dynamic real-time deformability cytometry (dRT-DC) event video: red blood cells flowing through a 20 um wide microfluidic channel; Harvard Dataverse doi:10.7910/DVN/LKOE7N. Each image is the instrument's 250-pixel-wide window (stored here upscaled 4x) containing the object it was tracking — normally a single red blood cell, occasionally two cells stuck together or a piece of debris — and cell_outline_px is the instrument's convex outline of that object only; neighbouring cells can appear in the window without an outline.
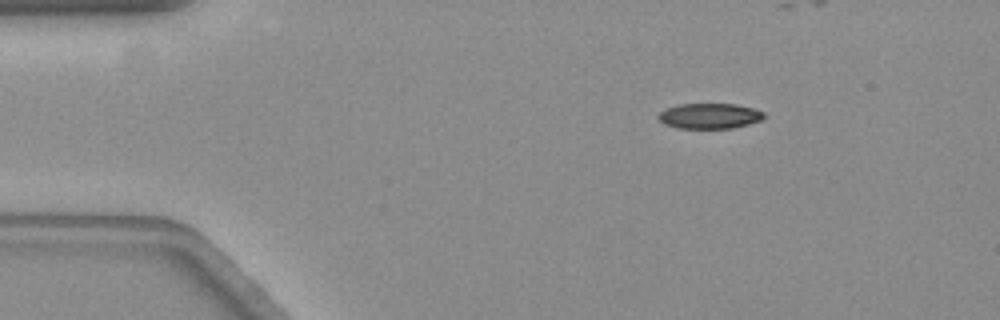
{"species": "common noctule bat (a hibernating species)", "species_latin": "Nyctalus noctula", "temperature_condition": "warm", "stored_images_in_passage": 38, "camera_frame_rate_fps": 3000, "um_per_image_px": 0.085, "animal": {"sex": "female", "body_mass_g": 19.3, "forearm_length_mm": 54.1}, "frame": {"image": 1, "passage_image": 1, "time_ms": 0.0, "image_size_px": [1000, 320], "cell_outline_px": [[764, 116], [760, 120], [748, 124], [732, 128], [680, 128], [664, 124], [656, 116], [660, 112], [676, 104], [736, 104], [752, 108], [764, 112]], "centroid_in_image_um": [60.29, 9.85], "position_along_channel_um": 24.7, "area_um2": 15.49}}
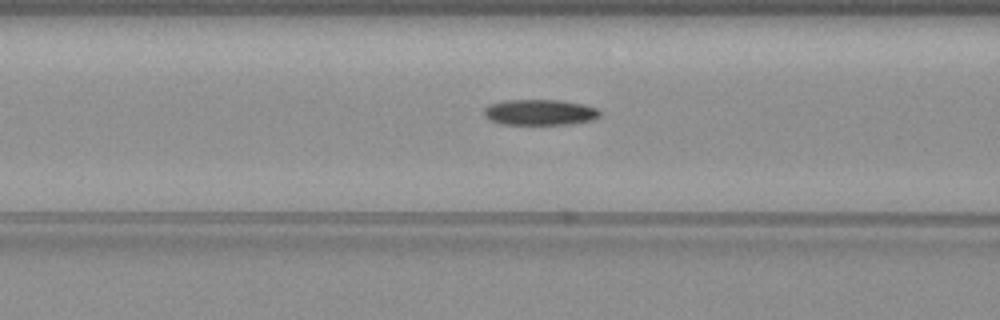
{"frame": {"image": 2, "passage_image": 15, "time_ms": 4.667, "image_size_px": [1000, 320], "cell_outline_px": [[600, 116], [592, 120], [572, 124], [500, 124], [488, 120], [484, 116], [484, 108], [488, 104], [500, 100], [560, 100], [584, 104], [600, 108]], "centroid_in_image_um": [45.87, 9.54], "position_along_channel_um": 120.7, "area_um2": 17.74}}
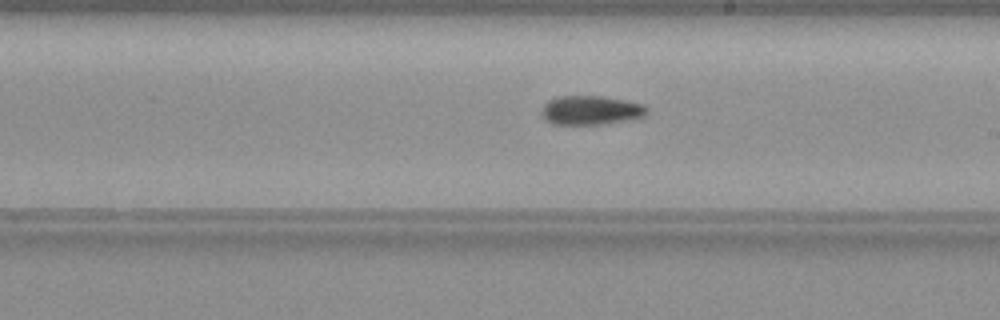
{"frame": {"image": 3, "passage_image": 25, "time_ms": 8.0, "image_size_px": [1000, 320], "cell_outline_px": [[648, 112], [644, 116], [632, 120], [608, 124], [552, 124], [544, 120], [540, 112], [544, 104], [548, 100], [560, 96], [600, 96], [624, 100], [644, 104], [648, 108]], "centroid_in_image_um": [50.23, 9.38], "position_along_channel_um": 238.8, "area_um2": 18.15}}